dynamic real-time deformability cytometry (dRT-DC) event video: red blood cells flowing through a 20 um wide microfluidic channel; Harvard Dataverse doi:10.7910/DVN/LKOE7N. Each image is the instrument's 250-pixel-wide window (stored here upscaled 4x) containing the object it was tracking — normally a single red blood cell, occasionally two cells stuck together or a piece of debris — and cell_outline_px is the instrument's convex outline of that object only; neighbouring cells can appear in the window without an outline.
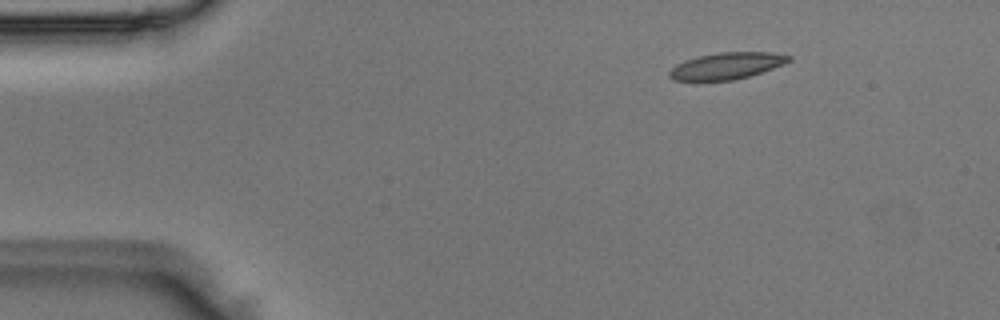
{"species": "Egyptian fruit bat (a non-hibernating species)", "species_latin": "Rousettus aegyptiacus", "temperature_condition": "room temperature", "stored_images_in_passage": 4, "camera_frame_rate_fps": 3000, "um_per_image_px": 0.085, "animal": {"sex": "male"}, "frame": {"image": 1, "passage_image": 2, "time_ms": 0.333, "image_size_px": [1000, 320], "cell_outline_px": [[792, 60], [784, 64], [736, 80], [696, 84], [672, 80], [668, 76], [668, 72], [676, 64], [684, 60], [696, 56], [720, 52], [772, 52], [792, 56]], "centroid_in_image_um": [61.65, 5.65], "position_along_channel_um": 23.4, "area_um2": 19.48}}